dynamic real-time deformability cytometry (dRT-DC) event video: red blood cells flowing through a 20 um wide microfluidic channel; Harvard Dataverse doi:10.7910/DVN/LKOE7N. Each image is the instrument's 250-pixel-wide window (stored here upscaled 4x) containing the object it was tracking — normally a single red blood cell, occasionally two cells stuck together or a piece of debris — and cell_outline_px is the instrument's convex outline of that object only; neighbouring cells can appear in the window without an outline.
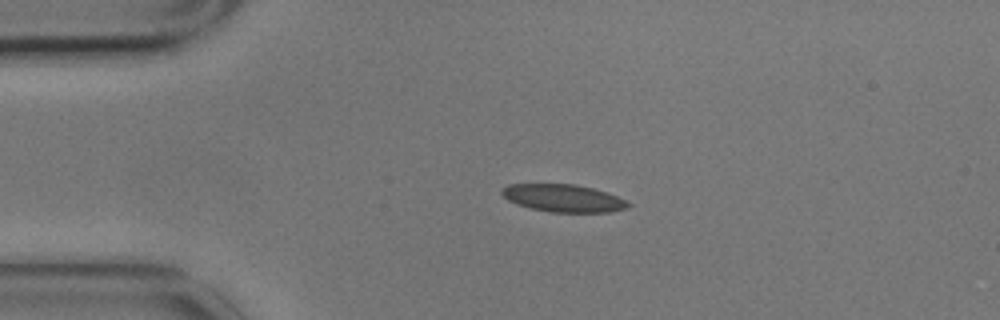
{"species": "common noctule bat (a hibernating species)", "species_latin": "Nyctalus noctula", "temperature_condition": "cold", "stored_images_in_passage": 5, "camera_frame_rate_fps": 3000, "um_per_image_px": 0.085, "animal": {"sex": "male", "body_mass_g": 17.9}, "frame": {"image": 1, "passage_image": 4, "time_ms": 1.0, "image_size_px": [1000, 320], "cell_outline_px": [[632, 204], [628, 208], [608, 212], [552, 212], [532, 208], [516, 204], [508, 200], [500, 192], [500, 188], [508, 184], [576, 184], [592, 188], [616, 196]], "centroid_in_image_um": [47.85, 16.84], "position_along_channel_um": 37.2, "area_um2": 20.17}}